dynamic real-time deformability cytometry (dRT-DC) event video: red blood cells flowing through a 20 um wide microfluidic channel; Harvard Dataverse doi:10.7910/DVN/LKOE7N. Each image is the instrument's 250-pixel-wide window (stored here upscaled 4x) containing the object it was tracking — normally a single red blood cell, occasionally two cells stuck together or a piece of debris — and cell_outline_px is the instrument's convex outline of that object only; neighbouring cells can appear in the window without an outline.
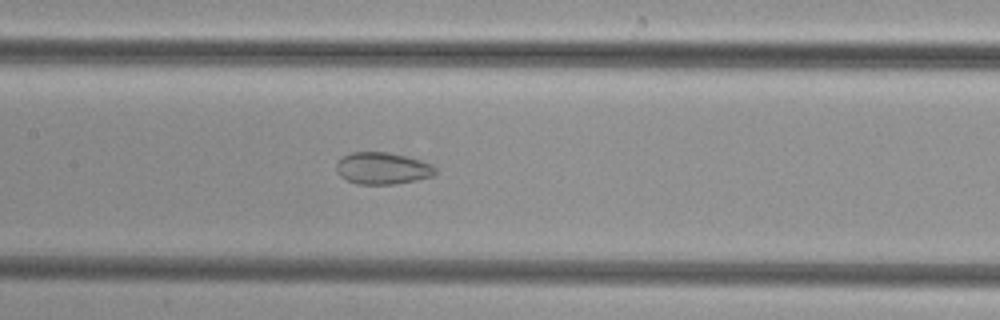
{"species": "common noctule bat (a hibernating species)", "species_latin": "Nyctalus noctula", "temperature_condition": "cold", "stored_images_in_passage": 49, "camera_frame_rate_fps": 3000, "um_per_image_px": 0.085, "animal": {"sex": "female", "body_mass_g": 29.2, "forearm_length_mm": 56.3}, "frame": {"image": 1, "passage_image": 23, "time_ms": 7.333, "image_size_px": [1000, 320], "cell_outline_px": [[436, 172], [432, 176], [416, 180], [396, 184], [356, 184], [340, 176], [336, 172], [336, 164], [344, 156], [352, 152], [384, 152], [404, 156], [420, 160], [432, 164], [436, 168]], "centroid_in_image_um": [32.51, 14.32], "position_along_channel_um": 174.9, "area_um2": 18.26}}
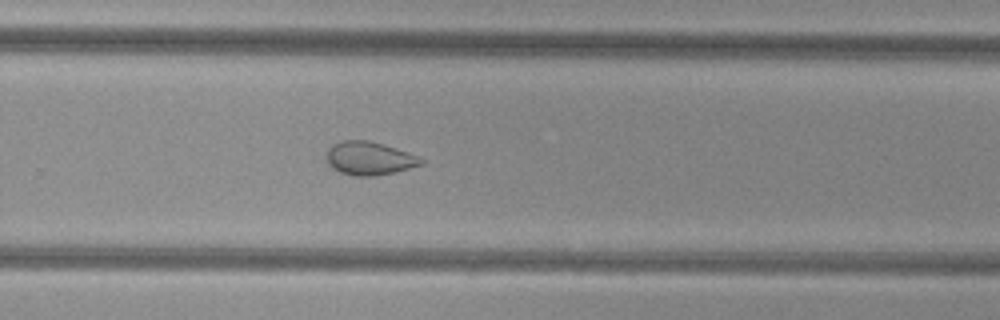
{"frame": {"image": 2, "passage_image": 32, "time_ms": 10.333, "image_size_px": [1000, 320], "cell_outline_px": [[424, 164], [392, 172], [372, 176], [352, 176], [340, 172], [332, 168], [328, 164], [328, 148], [332, 144], [340, 140], [368, 140], [408, 152], [424, 160]], "centroid_in_image_um": [31.36, 13.45], "position_along_channel_um": 298.4, "area_um2": 18.15}}
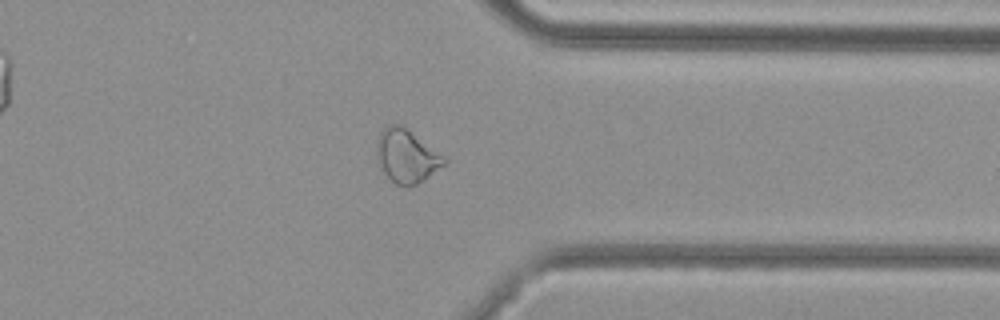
{"frame": {"image": 3, "passage_image": 38, "time_ms": 12.333, "image_size_px": [1000, 320], "cell_outline_px": [[448, 160], [444, 164], [416, 184], [396, 184], [384, 172], [376, 160], [376, 144], [380, 132], [388, 124], [400, 124], [444, 156]], "centroid_in_image_um": [34.51, 13.23], "position_along_channel_um": 376.9, "area_um2": 20.29}}